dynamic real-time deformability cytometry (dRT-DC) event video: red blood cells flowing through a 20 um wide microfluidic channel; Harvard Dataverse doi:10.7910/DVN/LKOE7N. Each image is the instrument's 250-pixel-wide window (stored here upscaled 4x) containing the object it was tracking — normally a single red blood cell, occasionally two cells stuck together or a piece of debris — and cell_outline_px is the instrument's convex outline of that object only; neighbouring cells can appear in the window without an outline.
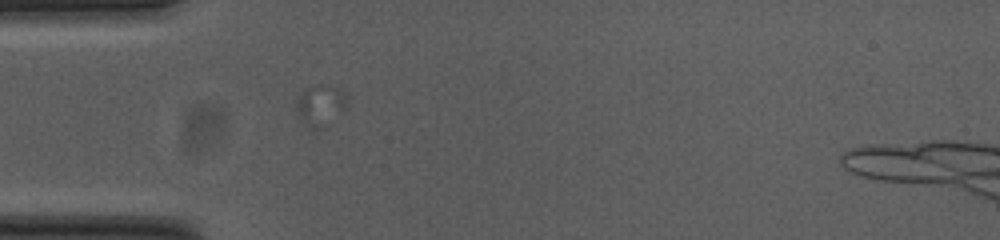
{"species": "common noctule bat (a hibernating species)", "species_latin": "Nyctalus noctula", "temperature_condition": "cold", "stored_images_in_passage": 37, "camera_frame_rate_fps": 3000, "um_per_image_px": 0.085, "animal": {"sex": "female", "body_mass_g": 23.0, "forearm_length_mm": 53.4}, "frame": {"image": 1, "passage_image": 7, "time_ms": 2.0, "image_size_px": [1000, 240], "cell_outline_px": [[348, 104], [324, 128], [312, 128], [300, 116], [296, 108], [296, 100], [304, 88], [320, 84], [344, 88]], "centroid_in_image_um": [27.27, 8.88], "position_along_channel_um": 57.7, "area_um2": 11.96}}
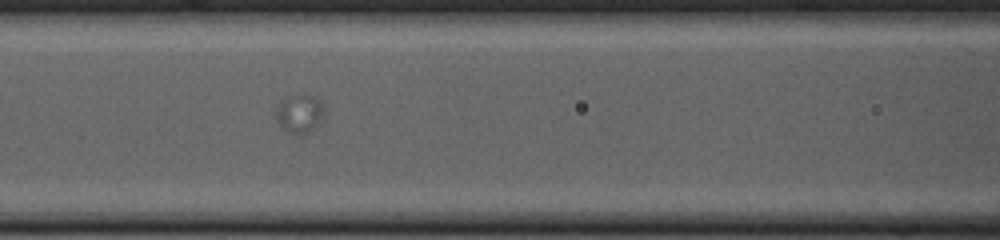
{"frame": {"image": 2, "passage_image": 17, "time_ms": 5.333, "image_size_px": [1000, 240], "cell_outline_px": [[324, 112], [316, 124], [308, 132], [296, 136], [288, 132], [276, 120], [276, 108], [280, 100], [288, 96], [312, 96], [320, 100], [324, 108]], "centroid_in_image_um": [25.42, 9.66], "position_along_channel_um": 141.2, "area_um2": 10.52}}
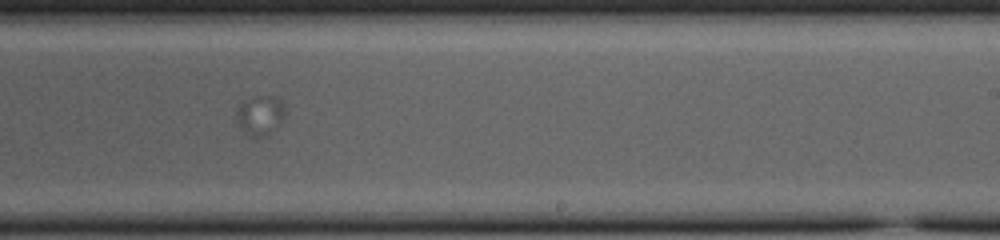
{"frame": {"image": 3, "passage_image": 32, "time_ms": 10.333, "image_size_px": [1000, 240], "cell_outline_px": [[284, 116], [268, 132], [256, 140], [244, 132], [236, 120], [236, 108], [240, 100], [256, 96], [276, 96], [280, 100], [284, 108]], "centroid_in_image_um": [22.02, 9.76], "position_along_channel_um": 267.0, "area_um2": 11.16}}